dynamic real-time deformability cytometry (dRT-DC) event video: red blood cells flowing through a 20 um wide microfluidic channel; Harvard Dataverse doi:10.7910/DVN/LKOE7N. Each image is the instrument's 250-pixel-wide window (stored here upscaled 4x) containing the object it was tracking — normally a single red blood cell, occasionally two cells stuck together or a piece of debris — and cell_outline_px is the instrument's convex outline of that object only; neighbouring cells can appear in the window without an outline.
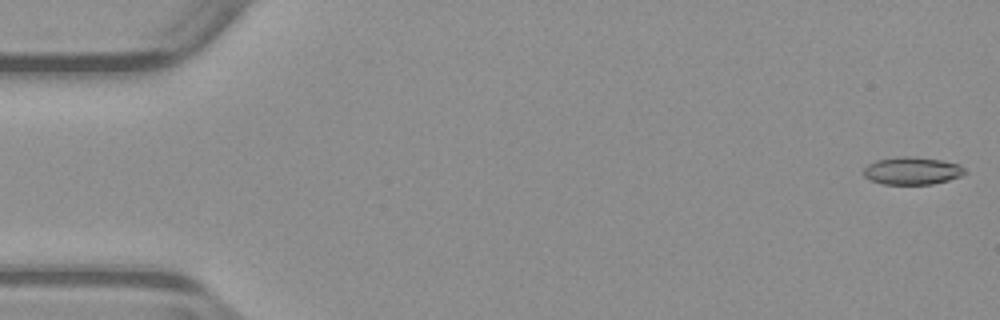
{"species": "common noctule bat (a hibernating species)", "species_latin": "Nyctalus noctula", "temperature_condition": "warm", "stored_images_in_passage": 52, "camera_frame_rate_fps": 3000, "um_per_image_px": 0.085, "animal": {"sex": "male", "body_mass_g": 23.1, "forearm_length_mm": 52.7}, "frame": {"image": 1, "passage_image": 1, "time_ms": 0.0, "image_size_px": [1000, 320], "cell_outline_px": [[968, 172], [960, 176], [948, 180], [932, 184], [884, 184], [872, 180], [864, 176], [864, 168], [868, 164], [876, 160], [900, 156], [912, 156], [940, 160], [960, 164]], "centroid_in_image_um": [77.55, 14.51], "position_along_channel_um": 7.5, "area_um2": 16.24}}
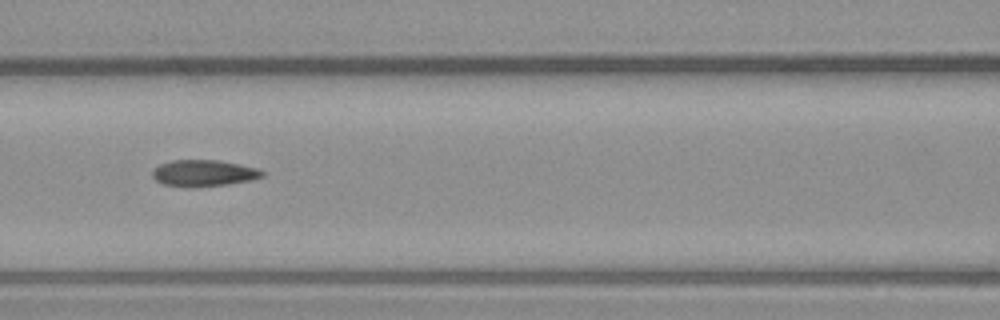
{"frame": {"image": 2, "passage_image": 23, "time_ms": 7.333, "image_size_px": [1000, 320], "cell_outline_px": [[264, 176], [252, 180], [228, 184], [192, 188], [164, 184], [156, 180], [152, 176], [152, 172], [160, 164], [172, 160], [216, 160], [240, 164], [260, 168], [264, 172]], "centroid_in_image_um": [17.35, 14.72], "position_along_channel_um": 149.2, "area_um2": 17.05}}
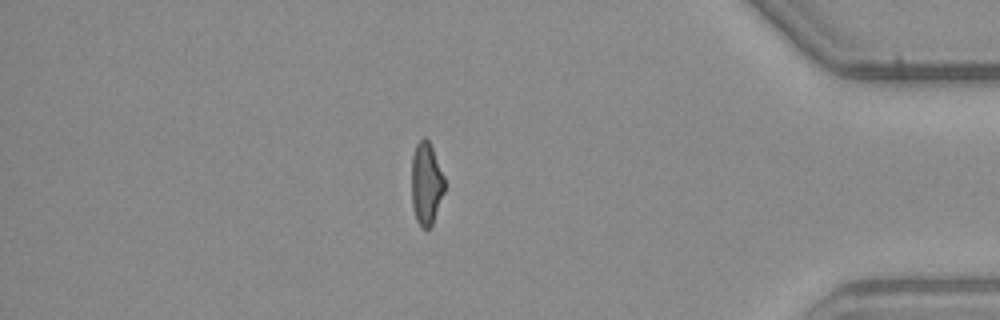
{"frame": {"image": 3, "passage_image": 45, "time_ms": 14.667, "image_size_px": [1000, 320], "cell_outline_px": [[444, 192], [432, 224], [428, 228], [420, 228], [416, 220], [412, 204], [412, 156], [416, 144], [424, 136], [432, 144], [444, 176]], "centroid_in_image_um": [36.23, 15.57], "position_along_channel_um": 399.0, "area_um2": 15.95}, "authors_computed_cell_mechanics": {"area_um2": 16.8776, "velocity_mm_per_s": 3.9467, "shape_relaxation_time_tau1_ms": 9.3821, "shape_relaxation_time_tau2_ms": 2.3363, "deformation_change_tau1": 0.216, "deformation_change_tau2": 0.1021}}